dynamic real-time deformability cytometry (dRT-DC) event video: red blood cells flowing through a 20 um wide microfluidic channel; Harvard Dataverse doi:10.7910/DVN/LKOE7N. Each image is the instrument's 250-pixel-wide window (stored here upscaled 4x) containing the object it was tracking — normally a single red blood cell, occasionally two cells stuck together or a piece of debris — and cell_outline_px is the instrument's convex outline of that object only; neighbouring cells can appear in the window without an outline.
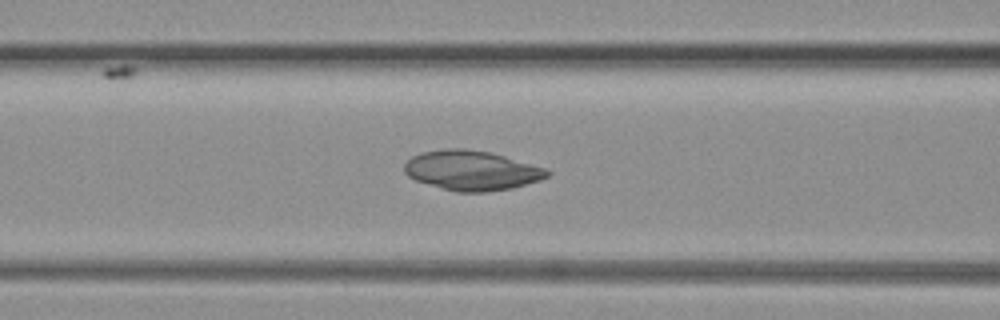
{"species": "common noctule bat (a hibernating species)", "species_latin": "Nyctalus noctula", "temperature_condition": "warm", "stored_images_in_passage": 82, "camera_frame_rate_fps": 3000, "um_per_image_px": 0.085, "animal": {"sex": "female", "body_mass_g": 19.3, "forearm_length_mm": 54.1}, "frame": {"image": 1, "passage_image": 33, "time_ms": 10.667, "image_size_px": [1000, 320], "cell_outline_px": [[552, 172], [548, 176], [540, 180], [512, 188], [488, 192], [456, 192], [416, 180], [408, 176], [404, 172], [404, 164], [412, 156], [420, 152], [448, 148], [464, 148], [488, 152], [504, 156], [548, 168]], "centroid_in_image_um": [40.11, 14.48], "position_along_channel_um": 126.5, "area_um2": 33.12}}
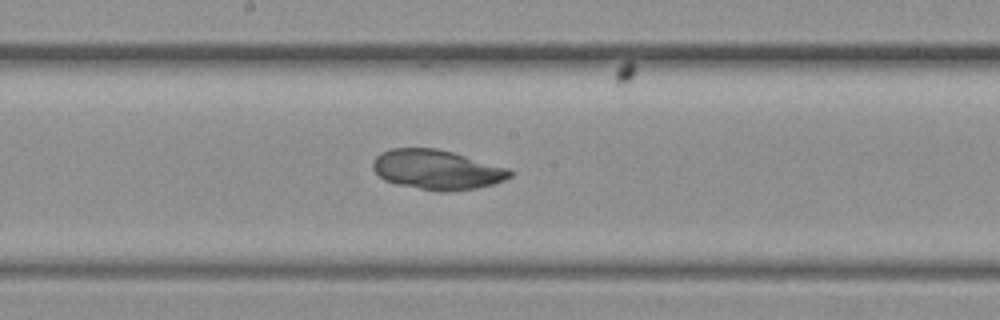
{"frame": {"image": 2, "passage_image": 43, "time_ms": 14.0, "image_size_px": [1000, 320], "cell_outline_px": [[512, 176], [504, 180], [492, 184], [476, 188], [448, 192], [436, 192], [396, 184], [384, 180], [372, 168], [372, 164], [376, 156], [380, 152], [388, 148], [436, 148], [452, 152], [508, 168], [512, 172]], "centroid_in_image_um": [37.1, 14.43], "position_along_channel_um": 211.1, "area_um2": 31.79}}
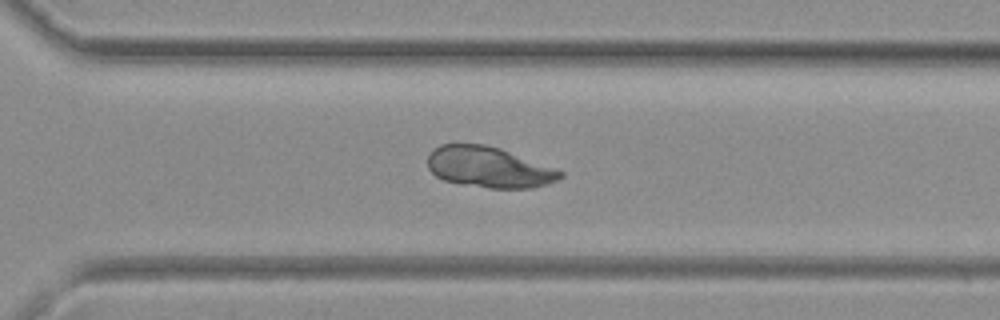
{"frame": {"image": 3, "passage_image": 57, "time_ms": 18.667, "image_size_px": [1000, 320], "cell_outline_px": [[564, 176], [548, 184], [532, 188], [488, 188], [460, 184], [444, 180], [436, 176], [428, 168], [428, 156], [440, 144], [484, 144], [500, 148], [564, 172]], "centroid_in_image_um": [41.55, 14.22], "position_along_channel_um": 329.1, "area_um2": 31.33}}